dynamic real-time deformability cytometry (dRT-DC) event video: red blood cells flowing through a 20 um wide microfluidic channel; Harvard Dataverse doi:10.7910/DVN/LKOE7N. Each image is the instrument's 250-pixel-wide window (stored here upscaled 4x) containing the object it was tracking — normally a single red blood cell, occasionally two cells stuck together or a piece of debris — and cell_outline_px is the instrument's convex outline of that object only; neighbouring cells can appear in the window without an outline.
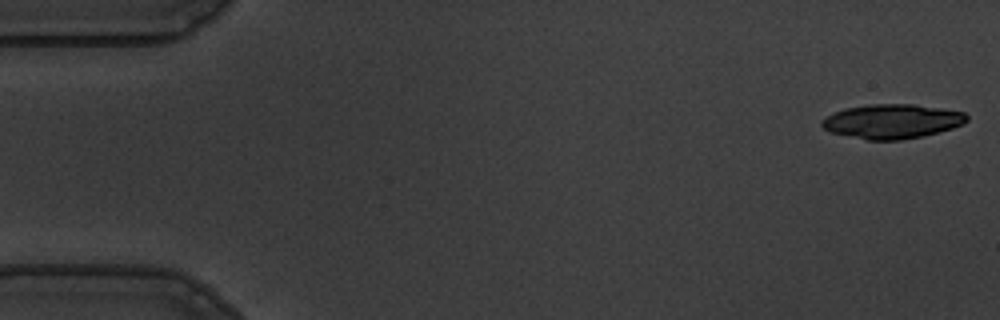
{"species": "common noctule bat (a hibernating species)", "species_latin": "Nyctalus noctula", "temperature_condition": "warm", "stored_images_in_passage": 16, "camera_frame_rate_fps": 3000, "um_per_image_px": 0.085, "animal": {"sex": "male", "body_mass_g": 19.5, "forearm_length_mm": 54.6}, "frame": {"image": 1, "passage_image": 1, "time_ms": 0.0, "image_size_px": [1000, 320], "cell_outline_px": [[968, 120], [964, 124], [952, 128], [924, 136], [900, 140], [868, 140], [828, 132], [820, 124], [820, 120], [844, 108], [868, 104], [912, 104], [940, 108], [964, 112], [968, 116]], "centroid_in_image_um": [75.82, 10.32], "position_along_channel_um": 9.2, "area_um2": 29.13}}